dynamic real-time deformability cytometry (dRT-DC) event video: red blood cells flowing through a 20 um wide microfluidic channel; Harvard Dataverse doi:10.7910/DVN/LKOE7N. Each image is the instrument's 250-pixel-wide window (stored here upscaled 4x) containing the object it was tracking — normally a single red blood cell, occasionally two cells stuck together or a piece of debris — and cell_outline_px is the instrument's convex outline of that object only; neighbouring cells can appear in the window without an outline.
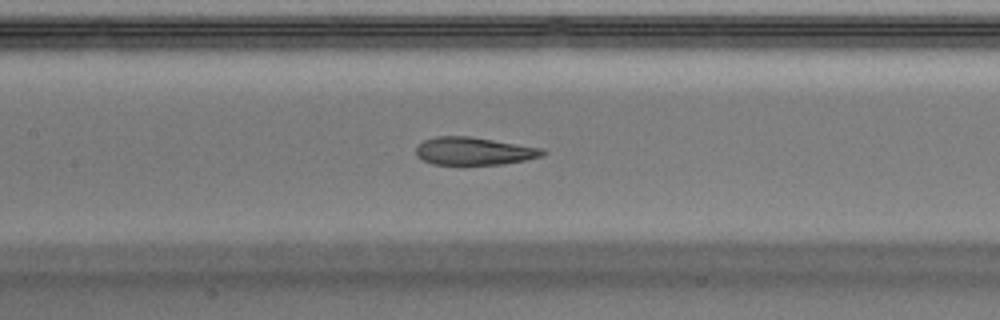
{"species": "Egyptian fruit bat (a non-hibernating species)", "species_latin": "Rousettus aegyptiacus", "temperature_condition": "warm", "stored_images_in_passage": 42, "camera_frame_rate_fps": 3000, "um_per_image_px": 0.085, "animal": {"sex": "male"}, "frame": {"image": 1, "passage_image": 24, "time_ms": 7.667, "image_size_px": [1000, 320], "cell_outline_px": [[548, 152], [540, 156], [524, 160], [504, 164], [432, 164], [416, 156], [416, 148], [424, 140], [436, 136], [468, 136], [544, 148]], "centroid_in_image_um": [40.29, 12.84], "position_along_channel_um": 167.1, "area_um2": 20.35}}